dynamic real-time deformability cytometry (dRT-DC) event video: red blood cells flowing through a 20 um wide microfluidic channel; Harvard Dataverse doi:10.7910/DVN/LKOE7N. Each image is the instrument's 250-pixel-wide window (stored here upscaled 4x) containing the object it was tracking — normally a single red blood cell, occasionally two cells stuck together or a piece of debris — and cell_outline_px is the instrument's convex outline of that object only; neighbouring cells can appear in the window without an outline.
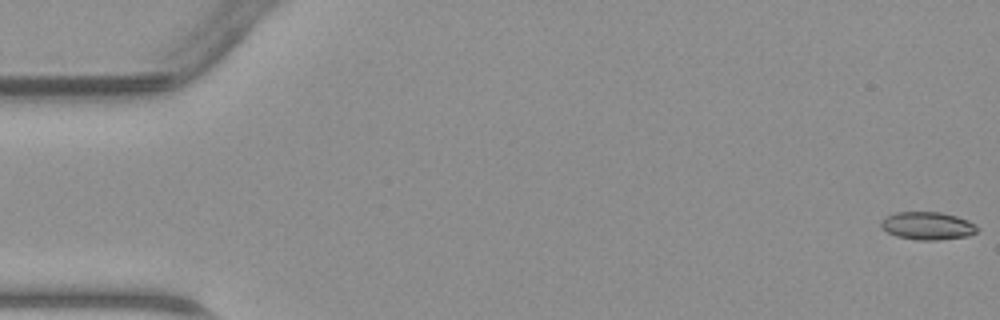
{"species": "common noctule bat (a hibernating species)", "species_latin": "Nyctalus noctula", "temperature_condition": "warm", "stored_images_in_passage": 47, "camera_frame_rate_fps": 3000, "um_per_image_px": 0.085, "animal": {"sex": "male", "body_mass_g": 23.1, "forearm_length_mm": 52.7}, "frame": {"image": 1, "passage_image": 1, "time_ms": 0.0, "image_size_px": [1000, 320], "cell_outline_px": [[980, 228], [976, 232], [968, 236], [936, 240], [916, 240], [896, 236], [880, 228], [880, 220], [896, 212], [940, 212], [956, 216], [968, 220]], "centroid_in_image_um": [78.83, 19.19], "position_along_channel_um": 6.2, "area_um2": 15.66}}
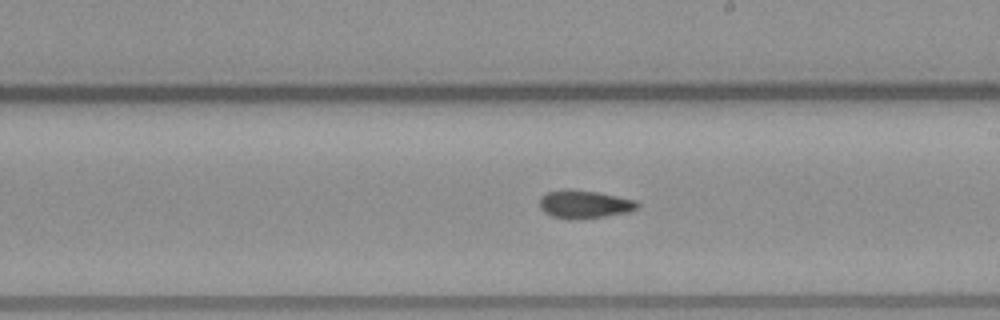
{"frame": {"image": 2, "passage_image": 27, "time_ms": 8.667, "image_size_px": [1000, 320], "cell_outline_px": [[640, 204], [636, 208], [628, 212], [604, 216], [552, 216], [544, 212], [540, 208], [540, 196], [544, 192], [564, 188], [568, 188], [600, 192], [636, 200]], "centroid_in_image_um": [49.66, 17.28], "position_along_channel_um": 239.3, "area_um2": 15.55}}
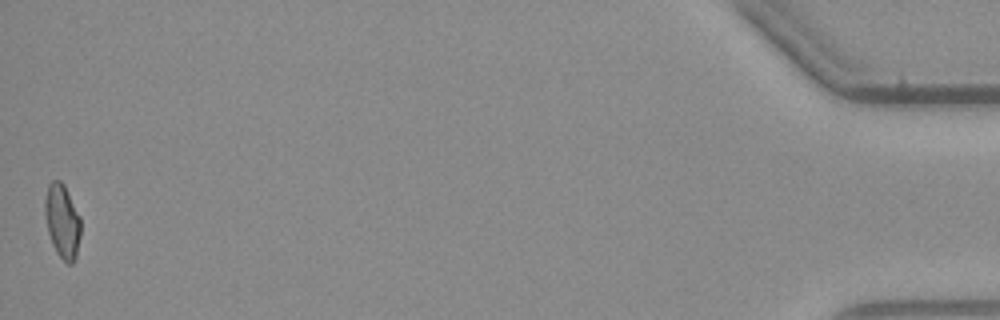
{"frame": {"image": 3, "passage_image": 47, "time_ms": 15.333, "image_size_px": [1000, 320], "cell_outline_px": [[80, 236], [76, 256], [72, 264], [68, 264], [56, 252], [52, 244], [48, 232], [44, 216], [44, 200], [48, 184], [52, 180], [60, 180], [64, 184], [80, 216]], "centroid_in_image_um": [5.28, 18.77], "position_along_channel_um": 429.9, "area_um2": 15.55}}